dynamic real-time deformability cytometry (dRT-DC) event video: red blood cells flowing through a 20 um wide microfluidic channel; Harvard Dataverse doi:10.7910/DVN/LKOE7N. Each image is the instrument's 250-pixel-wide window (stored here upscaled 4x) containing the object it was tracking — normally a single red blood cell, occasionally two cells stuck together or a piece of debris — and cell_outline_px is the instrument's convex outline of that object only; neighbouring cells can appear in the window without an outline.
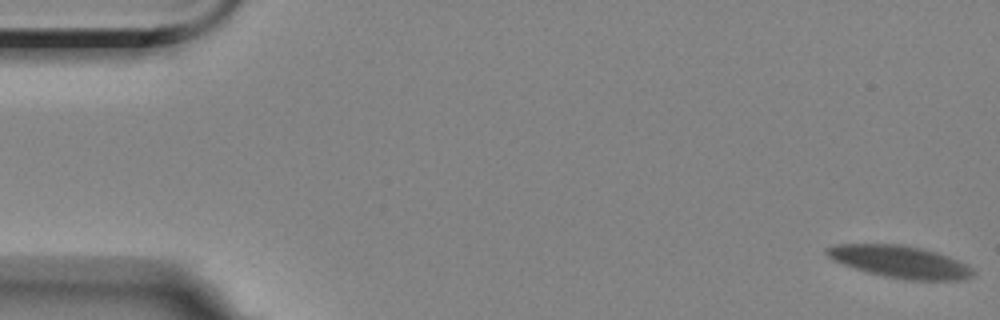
{"species": "Egyptian fruit bat (a non-hibernating species)", "species_latin": "Rousettus aegyptiacus", "temperature_condition": "room temperature", "stored_images_in_passage": 8, "camera_frame_rate_fps": 3000, "um_per_image_px": 0.085, "animal": {"sex": "female"}, "frame": {"image": 1, "passage_image": 1, "time_ms": 0.0, "image_size_px": [1000, 320], "cell_outline_px": [[976, 272], [972, 276], [964, 280], [904, 280], [884, 276], [868, 272], [832, 260], [824, 252], [824, 248], [836, 244], [900, 244], [920, 248], [936, 252], [948, 256], [968, 264]], "centroid_in_image_um": [76.52, 22.25], "position_along_channel_um": 8.5, "area_um2": 27.51}}
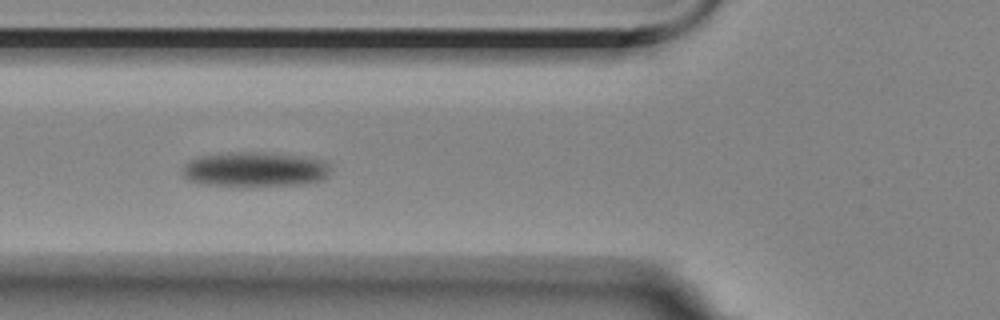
{"frame": {"image": 2, "passage_image": 7, "time_ms": 7.0, "image_size_px": [1000, 320], "cell_outline_px": [[328, 176], [324, 180], [300, 184], [200, 184], [188, 180], [184, 176], [184, 164], [188, 160], [200, 156], [228, 152], [260, 152], [324, 160], [328, 164]], "centroid_in_image_um": [21.63, 14.37], "position_along_channel_um": 104.2, "area_um2": 29.07}}
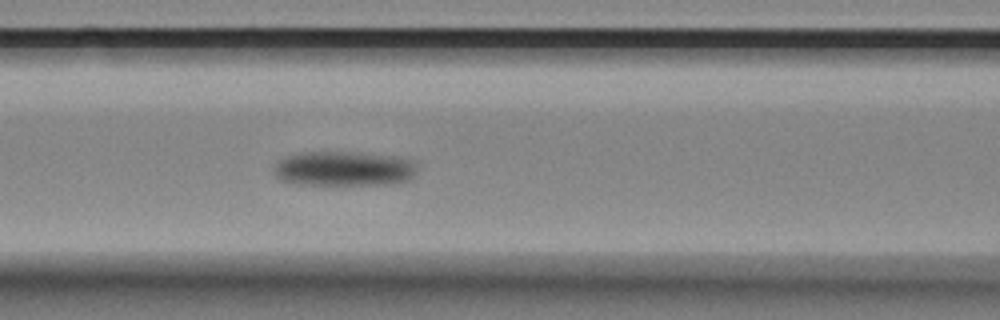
{"frame": {"image": 3, "passage_image": 8, "time_ms": 8.0, "image_size_px": [1000, 320], "cell_outline_px": [[416, 172], [408, 180], [396, 184], [300, 184], [280, 180], [276, 176], [276, 164], [280, 160], [288, 156], [300, 152], [360, 152], [392, 156], [412, 160], [416, 164]], "centroid_in_image_um": [29.27, 14.33], "position_along_channel_um": 137.3, "area_um2": 28.84}}